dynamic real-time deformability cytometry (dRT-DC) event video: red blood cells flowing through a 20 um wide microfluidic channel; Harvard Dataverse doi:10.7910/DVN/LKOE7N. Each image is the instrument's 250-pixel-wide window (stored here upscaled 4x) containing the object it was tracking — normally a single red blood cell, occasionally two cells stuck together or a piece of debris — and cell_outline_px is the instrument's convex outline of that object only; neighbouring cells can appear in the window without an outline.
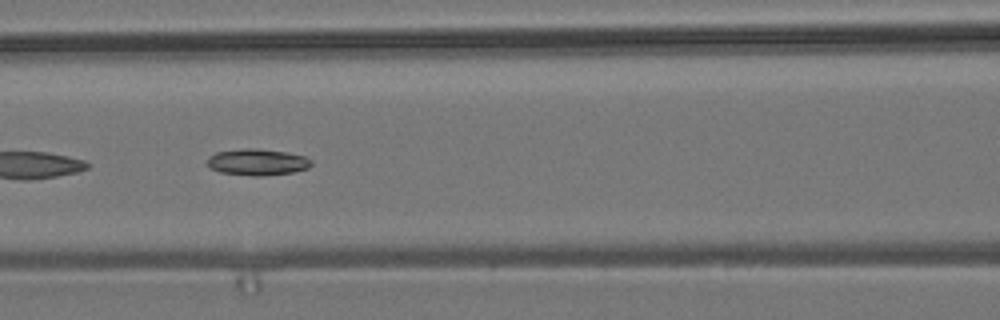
{"species": "common noctule bat (a hibernating species)", "species_latin": "Nyctalus noctula", "temperature_condition": "room temperature", "stored_images_in_passage": 55, "camera_frame_rate_fps": 3000, "um_per_image_px": 0.085, "animal": {"sex": "male", "body_mass_g": 19.2, "forearm_length_mm": 51.8}, "frame": {"image": 1, "passage_image": 24, "time_ms": 7.667, "image_size_px": [1000, 320], "cell_outline_px": [[312, 164], [308, 168], [292, 172], [260, 176], [252, 176], [220, 172], [208, 168], [208, 160], [216, 152], [244, 148], [256, 148], [284, 152], [304, 156], [312, 160]], "centroid_in_image_um": [21.87, 13.78], "position_along_channel_um": 144.7, "area_um2": 15.9}}
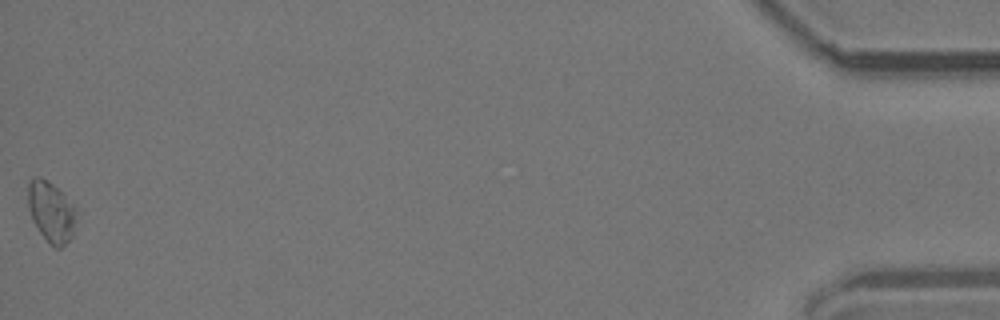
{"frame": {"image": 2, "passage_image": 55, "time_ms": 18.0, "image_size_px": [1000, 320], "cell_outline_px": [[76, 208], [72, 236], [60, 248], [56, 248], [40, 232], [32, 220], [28, 208], [28, 180], [32, 176], [40, 176], [52, 184]], "centroid_in_image_um": [4.3, 17.96], "position_along_channel_um": 430.9, "area_um2": 16.65}}